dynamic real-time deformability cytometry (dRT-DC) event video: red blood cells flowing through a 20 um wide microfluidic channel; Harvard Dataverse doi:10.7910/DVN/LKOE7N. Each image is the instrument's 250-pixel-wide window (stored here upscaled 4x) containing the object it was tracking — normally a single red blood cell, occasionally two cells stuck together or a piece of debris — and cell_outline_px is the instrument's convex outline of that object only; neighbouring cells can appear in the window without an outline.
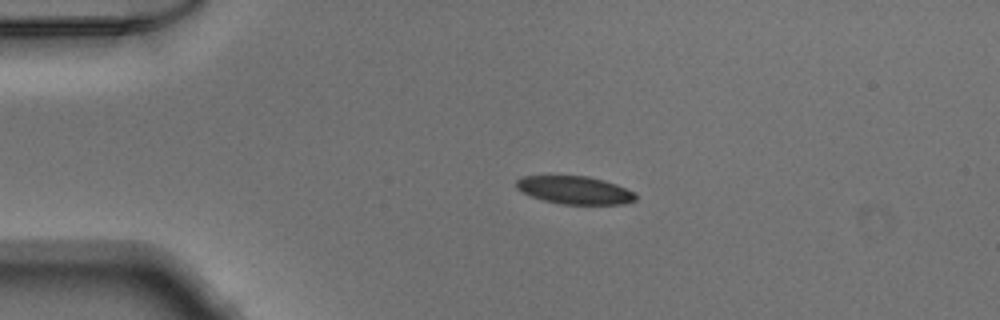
{"species": "Egyptian fruit bat (a non-hibernating species)", "species_latin": "Rousettus aegyptiacus", "temperature_condition": "warm", "stored_images_in_passage": 41, "camera_frame_rate_fps": 3000, "um_per_image_px": 0.085, "animal": {"sex": "male"}, "frame": {"image": 1, "passage_image": 1, "time_ms": 0.0, "image_size_px": [1000, 320], "cell_outline_px": [[636, 200], [624, 204], [564, 204], [544, 200], [532, 196], [516, 188], [516, 180], [520, 176], [588, 176], [604, 180], [616, 184], [636, 192]], "centroid_in_image_um": [48.88, 16.15], "position_along_channel_um": 36.1, "area_um2": 19.36}}
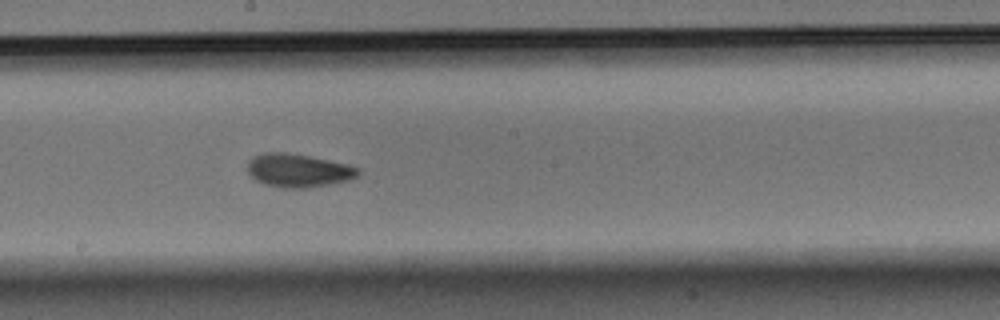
{"frame": {"image": 2, "passage_image": 18, "time_ms": 5.667, "image_size_px": [1000, 320], "cell_outline_px": [[360, 172], [356, 176], [348, 180], [328, 184], [304, 188], [284, 188], [264, 184], [256, 180], [248, 172], [248, 160], [252, 156], [264, 152], [284, 152], [308, 156], [348, 164], [360, 168]], "centroid_in_image_um": [25.33, 14.48], "position_along_channel_um": 222.9, "area_um2": 21.39}}
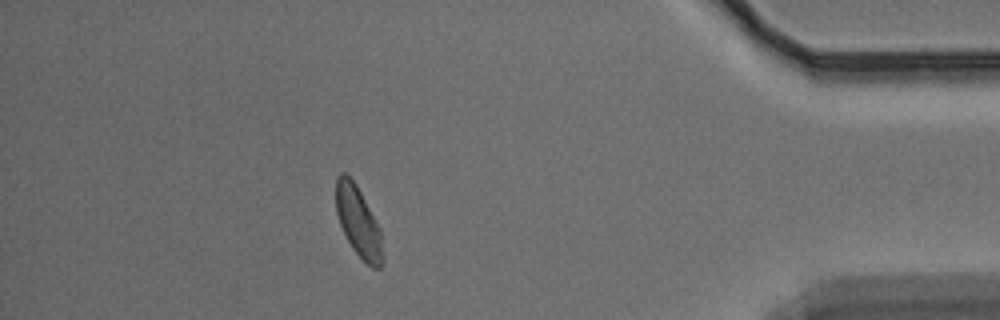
{"frame": {"image": 3, "passage_image": 35, "time_ms": 11.333, "image_size_px": [1000, 320], "cell_outline_px": [[384, 264], [380, 268], [372, 268], [352, 248], [340, 224], [336, 212], [336, 176], [340, 172], [344, 172], [356, 184], [380, 228], [384, 260]], "centroid_in_image_um": [30.47, 18.86], "position_along_channel_um": 404.7, "area_um2": 19.02}}